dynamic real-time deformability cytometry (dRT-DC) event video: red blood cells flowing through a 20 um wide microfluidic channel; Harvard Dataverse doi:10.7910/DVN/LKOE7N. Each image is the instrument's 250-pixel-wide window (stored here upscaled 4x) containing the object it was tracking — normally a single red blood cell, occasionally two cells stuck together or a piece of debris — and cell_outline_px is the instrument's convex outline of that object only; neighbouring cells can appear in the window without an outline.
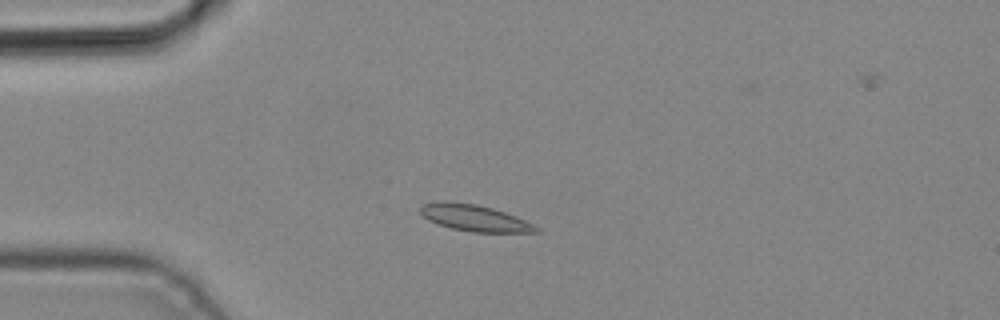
{"species": "common noctule bat (a hibernating species)", "species_latin": "Nyctalus noctula", "temperature_condition": "cold", "stored_images_in_passage": 4, "camera_frame_rate_fps": 3000, "um_per_image_px": 0.085, "animal": {"sex": "male", "body_mass_g": 19.2, "forearm_length_mm": 51.8}, "frame": {"image": 1, "passage_image": 3, "time_ms": 0.667, "image_size_px": [1000, 320], "cell_outline_px": [[540, 232], [472, 232], [452, 228], [428, 220], [420, 212], [420, 208], [424, 204], [444, 200], [448, 200], [476, 204], [492, 208], [504, 212], [524, 220], [540, 228]], "centroid_in_image_um": [40.32, 18.51], "position_along_channel_um": 44.7, "area_um2": 17.63}}